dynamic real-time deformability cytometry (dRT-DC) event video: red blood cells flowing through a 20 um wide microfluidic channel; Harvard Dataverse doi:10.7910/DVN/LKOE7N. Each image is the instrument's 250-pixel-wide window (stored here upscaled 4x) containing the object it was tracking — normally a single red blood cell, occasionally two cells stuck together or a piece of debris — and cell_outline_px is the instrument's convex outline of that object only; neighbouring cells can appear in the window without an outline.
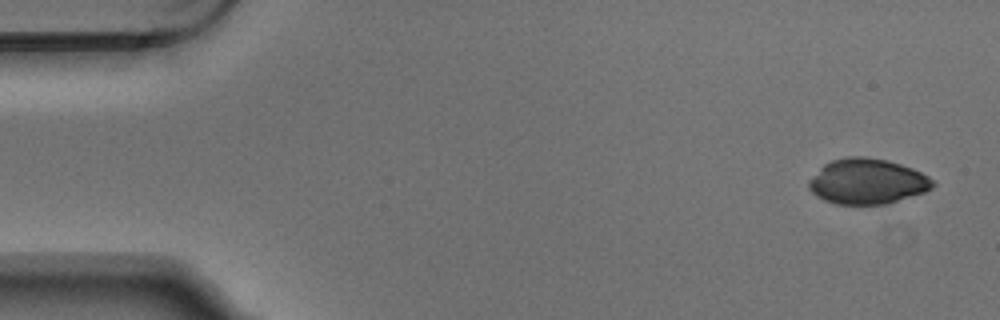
{"species": "Egyptian fruit bat (a non-hibernating species)", "species_latin": "Rousettus aegyptiacus", "temperature_condition": "warm", "stored_images_in_passage": 6, "camera_frame_rate_fps": 3000, "um_per_image_px": 0.085, "animal": {"sex": "male"}, "frame": {"image": 1, "passage_image": 1, "time_ms": 0.0, "image_size_px": [1000, 320], "cell_outline_px": [[936, 184], [932, 188], [924, 192], [888, 204], [836, 204], [824, 200], [816, 196], [808, 188], [808, 180], [824, 164], [832, 160], [848, 156], [864, 156], [888, 160], [912, 168], [928, 176]], "centroid_in_image_um": [73.7, 15.42], "position_along_channel_um": 11.3, "area_um2": 32.89}}
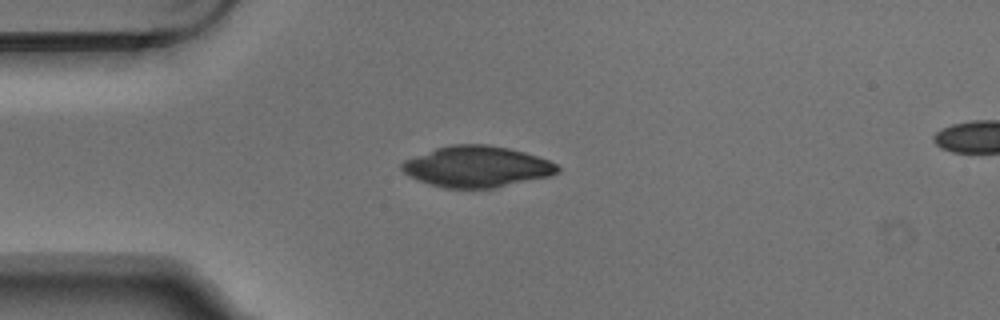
{"frame": {"image": 2, "passage_image": 4, "time_ms": 1.0, "image_size_px": [1000, 320], "cell_outline_px": [[560, 172], [548, 176], [492, 188], [444, 188], [420, 180], [404, 172], [400, 168], [400, 164], [404, 160], [436, 148], [452, 144], [488, 144], [508, 148], [524, 152], [548, 160], [556, 164], [560, 168]], "centroid_in_image_um": [40.53, 14.15], "position_along_channel_um": 44.5, "area_um2": 36.82}}